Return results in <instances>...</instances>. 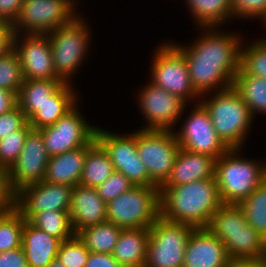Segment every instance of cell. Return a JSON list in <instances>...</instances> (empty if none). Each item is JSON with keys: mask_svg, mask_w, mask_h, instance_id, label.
<instances>
[{"mask_svg": "<svg viewBox=\"0 0 266 267\" xmlns=\"http://www.w3.org/2000/svg\"><path fill=\"white\" fill-rule=\"evenodd\" d=\"M201 30L203 34L190 44L191 47L174 44L184 53L193 88L200 95H209L210 91L233 86L244 43L236 33L228 34L217 27H201Z\"/></svg>", "mask_w": 266, "mask_h": 267, "instance_id": "1", "label": "cell"}, {"mask_svg": "<svg viewBox=\"0 0 266 267\" xmlns=\"http://www.w3.org/2000/svg\"><path fill=\"white\" fill-rule=\"evenodd\" d=\"M160 217L194 228H206L212 214L223 204L215 178L177 186H161Z\"/></svg>", "mask_w": 266, "mask_h": 267, "instance_id": "2", "label": "cell"}, {"mask_svg": "<svg viewBox=\"0 0 266 267\" xmlns=\"http://www.w3.org/2000/svg\"><path fill=\"white\" fill-rule=\"evenodd\" d=\"M206 228L223 242L230 260L266 259V239L247 223L238 204H222Z\"/></svg>", "mask_w": 266, "mask_h": 267, "instance_id": "3", "label": "cell"}, {"mask_svg": "<svg viewBox=\"0 0 266 267\" xmlns=\"http://www.w3.org/2000/svg\"><path fill=\"white\" fill-rule=\"evenodd\" d=\"M212 94L208 99L201 95L198 101L208 111L218 137L229 149H243L254 121L248 106L233 87Z\"/></svg>", "mask_w": 266, "mask_h": 267, "instance_id": "4", "label": "cell"}, {"mask_svg": "<svg viewBox=\"0 0 266 267\" xmlns=\"http://www.w3.org/2000/svg\"><path fill=\"white\" fill-rule=\"evenodd\" d=\"M240 150L228 149L216 159L215 180L223 204H239L264 182L263 162L245 159Z\"/></svg>", "mask_w": 266, "mask_h": 267, "instance_id": "5", "label": "cell"}, {"mask_svg": "<svg viewBox=\"0 0 266 267\" xmlns=\"http://www.w3.org/2000/svg\"><path fill=\"white\" fill-rule=\"evenodd\" d=\"M80 16L48 33L54 71L65 83H71L91 46V30Z\"/></svg>", "mask_w": 266, "mask_h": 267, "instance_id": "6", "label": "cell"}, {"mask_svg": "<svg viewBox=\"0 0 266 267\" xmlns=\"http://www.w3.org/2000/svg\"><path fill=\"white\" fill-rule=\"evenodd\" d=\"M160 217L157 186H133L107 203V221L121 227L149 228Z\"/></svg>", "mask_w": 266, "mask_h": 267, "instance_id": "7", "label": "cell"}, {"mask_svg": "<svg viewBox=\"0 0 266 267\" xmlns=\"http://www.w3.org/2000/svg\"><path fill=\"white\" fill-rule=\"evenodd\" d=\"M159 46L151 61V83L186 102L200 99L201 95L191 83L184 53L173 42Z\"/></svg>", "mask_w": 266, "mask_h": 267, "instance_id": "8", "label": "cell"}, {"mask_svg": "<svg viewBox=\"0 0 266 267\" xmlns=\"http://www.w3.org/2000/svg\"><path fill=\"white\" fill-rule=\"evenodd\" d=\"M193 226L159 217L149 227V244L144 267H182Z\"/></svg>", "mask_w": 266, "mask_h": 267, "instance_id": "9", "label": "cell"}, {"mask_svg": "<svg viewBox=\"0 0 266 267\" xmlns=\"http://www.w3.org/2000/svg\"><path fill=\"white\" fill-rule=\"evenodd\" d=\"M76 8L75 0H24L11 26L14 34H48L70 23Z\"/></svg>", "mask_w": 266, "mask_h": 267, "instance_id": "10", "label": "cell"}, {"mask_svg": "<svg viewBox=\"0 0 266 267\" xmlns=\"http://www.w3.org/2000/svg\"><path fill=\"white\" fill-rule=\"evenodd\" d=\"M136 146L150 180L160 188L170 175L180 145L174 131H136Z\"/></svg>", "mask_w": 266, "mask_h": 267, "instance_id": "11", "label": "cell"}, {"mask_svg": "<svg viewBox=\"0 0 266 267\" xmlns=\"http://www.w3.org/2000/svg\"><path fill=\"white\" fill-rule=\"evenodd\" d=\"M96 141L109 155L115 171L124 174L135 186H156L139 157L136 130L131 134L120 135L97 127Z\"/></svg>", "mask_w": 266, "mask_h": 267, "instance_id": "12", "label": "cell"}, {"mask_svg": "<svg viewBox=\"0 0 266 267\" xmlns=\"http://www.w3.org/2000/svg\"><path fill=\"white\" fill-rule=\"evenodd\" d=\"M78 108L76 104L54 124L38 130L50 157L89 146L96 140L97 126L90 125Z\"/></svg>", "mask_w": 266, "mask_h": 267, "instance_id": "13", "label": "cell"}, {"mask_svg": "<svg viewBox=\"0 0 266 267\" xmlns=\"http://www.w3.org/2000/svg\"><path fill=\"white\" fill-rule=\"evenodd\" d=\"M148 82L147 86L139 90L137 97V104L139 103L147 123L141 129L174 131V125L180 121L187 102L162 87Z\"/></svg>", "mask_w": 266, "mask_h": 267, "instance_id": "14", "label": "cell"}, {"mask_svg": "<svg viewBox=\"0 0 266 267\" xmlns=\"http://www.w3.org/2000/svg\"><path fill=\"white\" fill-rule=\"evenodd\" d=\"M178 132L174 131L181 148L218 159L229 148L218 137L208 111L198 101Z\"/></svg>", "mask_w": 266, "mask_h": 267, "instance_id": "15", "label": "cell"}, {"mask_svg": "<svg viewBox=\"0 0 266 267\" xmlns=\"http://www.w3.org/2000/svg\"><path fill=\"white\" fill-rule=\"evenodd\" d=\"M49 158L42 134L32 129L17 160L8 169L9 183L13 192L16 194L26 186L43 181Z\"/></svg>", "mask_w": 266, "mask_h": 267, "instance_id": "16", "label": "cell"}, {"mask_svg": "<svg viewBox=\"0 0 266 267\" xmlns=\"http://www.w3.org/2000/svg\"><path fill=\"white\" fill-rule=\"evenodd\" d=\"M73 187L41 181L16 193L15 208L25 220L45 210L69 212Z\"/></svg>", "mask_w": 266, "mask_h": 267, "instance_id": "17", "label": "cell"}, {"mask_svg": "<svg viewBox=\"0 0 266 267\" xmlns=\"http://www.w3.org/2000/svg\"><path fill=\"white\" fill-rule=\"evenodd\" d=\"M14 49L20 58L24 80H61L54 71L48 34H23L22 38L15 34Z\"/></svg>", "mask_w": 266, "mask_h": 267, "instance_id": "18", "label": "cell"}, {"mask_svg": "<svg viewBox=\"0 0 266 267\" xmlns=\"http://www.w3.org/2000/svg\"><path fill=\"white\" fill-rule=\"evenodd\" d=\"M225 245L207 228H194L189 235L182 267H227Z\"/></svg>", "mask_w": 266, "mask_h": 267, "instance_id": "19", "label": "cell"}, {"mask_svg": "<svg viewBox=\"0 0 266 267\" xmlns=\"http://www.w3.org/2000/svg\"><path fill=\"white\" fill-rule=\"evenodd\" d=\"M69 212L75 233L85 227L107 221V203L95 188L80 184L73 187Z\"/></svg>", "mask_w": 266, "mask_h": 267, "instance_id": "20", "label": "cell"}, {"mask_svg": "<svg viewBox=\"0 0 266 267\" xmlns=\"http://www.w3.org/2000/svg\"><path fill=\"white\" fill-rule=\"evenodd\" d=\"M216 158L189 152L180 147L170 175L162 186H177L208 178H215Z\"/></svg>", "mask_w": 266, "mask_h": 267, "instance_id": "21", "label": "cell"}, {"mask_svg": "<svg viewBox=\"0 0 266 267\" xmlns=\"http://www.w3.org/2000/svg\"><path fill=\"white\" fill-rule=\"evenodd\" d=\"M62 240L49 235L24 219L21 248L28 267H47L59 252Z\"/></svg>", "mask_w": 266, "mask_h": 267, "instance_id": "22", "label": "cell"}, {"mask_svg": "<svg viewBox=\"0 0 266 267\" xmlns=\"http://www.w3.org/2000/svg\"><path fill=\"white\" fill-rule=\"evenodd\" d=\"M86 158V146L51 156L46 167L44 181L66 184L74 187L79 184Z\"/></svg>", "mask_w": 266, "mask_h": 267, "instance_id": "23", "label": "cell"}, {"mask_svg": "<svg viewBox=\"0 0 266 267\" xmlns=\"http://www.w3.org/2000/svg\"><path fill=\"white\" fill-rule=\"evenodd\" d=\"M149 244V228L122 229L112 256L122 267H144Z\"/></svg>", "mask_w": 266, "mask_h": 267, "instance_id": "24", "label": "cell"}, {"mask_svg": "<svg viewBox=\"0 0 266 267\" xmlns=\"http://www.w3.org/2000/svg\"><path fill=\"white\" fill-rule=\"evenodd\" d=\"M77 97L71 83H65L28 119L29 125L33 130H39L54 124L78 104Z\"/></svg>", "mask_w": 266, "mask_h": 267, "instance_id": "25", "label": "cell"}, {"mask_svg": "<svg viewBox=\"0 0 266 267\" xmlns=\"http://www.w3.org/2000/svg\"><path fill=\"white\" fill-rule=\"evenodd\" d=\"M64 84L62 80H24L17 94V106L29 119Z\"/></svg>", "mask_w": 266, "mask_h": 267, "instance_id": "26", "label": "cell"}, {"mask_svg": "<svg viewBox=\"0 0 266 267\" xmlns=\"http://www.w3.org/2000/svg\"><path fill=\"white\" fill-rule=\"evenodd\" d=\"M115 171L109 155L95 140L86 146V158L79 184L96 188Z\"/></svg>", "mask_w": 266, "mask_h": 267, "instance_id": "27", "label": "cell"}, {"mask_svg": "<svg viewBox=\"0 0 266 267\" xmlns=\"http://www.w3.org/2000/svg\"><path fill=\"white\" fill-rule=\"evenodd\" d=\"M196 26L218 27L234 19L231 0H186ZM225 22V23H224ZM223 23V24H222Z\"/></svg>", "mask_w": 266, "mask_h": 267, "instance_id": "28", "label": "cell"}, {"mask_svg": "<svg viewBox=\"0 0 266 267\" xmlns=\"http://www.w3.org/2000/svg\"><path fill=\"white\" fill-rule=\"evenodd\" d=\"M248 106L251 115L266 114V79L248 75L241 68L234 77L232 86Z\"/></svg>", "mask_w": 266, "mask_h": 267, "instance_id": "29", "label": "cell"}, {"mask_svg": "<svg viewBox=\"0 0 266 267\" xmlns=\"http://www.w3.org/2000/svg\"><path fill=\"white\" fill-rule=\"evenodd\" d=\"M122 228L108 221L85 227L76 235L90 252L112 254Z\"/></svg>", "mask_w": 266, "mask_h": 267, "instance_id": "30", "label": "cell"}, {"mask_svg": "<svg viewBox=\"0 0 266 267\" xmlns=\"http://www.w3.org/2000/svg\"><path fill=\"white\" fill-rule=\"evenodd\" d=\"M29 222L62 241L71 239L76 235L72 228L70 212L47 209L35 214Z\"/></svg>", "mask_w": 266, "mask_h": 267, "instance_id": "31", "label": "cell"}, {"mask_svg": "<svg viewBox=\"0 0 266 267\" xmlns=\"http://www.w3.org/2000/svg\"><path fill=\"white\" fill-rule=\"evenodd\" d=\"M238 205L242 208L247 223L266 239V183L263 182Z\"/></svg>", "mask_w": 266, "mask_h": 267, "instance_id": "32", "label": "cell"}, {"mask_svg": "<svg viewBox=\"0 0 266 267\" xmlns=\"http://www.w3.org/2000/svg\"><path fill=\"white\" fill-rule=\"evenodd\" d=\"M24 218L13 208L0 214V250L1 252L13 248H21Z\"/></svg>", "mask_w": 266, "mask_h": 267, "instance_id": "33", "label": "cell"}, {"mask_svg": "<svg viewBox=\"0 0 266 267\" xmlns=\"http://www.w3.org/2000/svg\"><path fill=\"white\" fill-rule=\"evenodd\" d=\"M240 68L248 75L266 79V37L241 46Z\"/></svg>", "mask_w": 266, "mask_h": 267, "instance_id": "34", "label": "cell"}, {"mask_svg": "<svg viewBox=\"0 0 266 267\" xmlns=\"http://www.w3.org/2000/svg\"><path fill=\"white\" fill-rule=\"evenodd\" d=\"M24 81L20 58L13 48L7 54L0 56V88L18 94Z\"/></svg>", "mask_w": 266, "mask_h": 267, "instance_id": "35", "label": "cell"}, {"mask_svg": "<svg viewBox=\"0 0 266 267\" xmlns=\"http://www.w3.org/2000/svg\"><path fill=\"white\" fill-rule=\"evenodd\" d=\"M32 127L27 123L23 128L10 133L0 140V166L9 169L21 153L25 139Z\"/></svg>", "mask_w": 266, "mask_h": 267, "instance_id": "36", "label": "cell"}, {"mask_svg": "<svg viewBox=\"0 0 266 267\" xmlns=\"http://www.w3.org/2000/svg\"><path fill=\"white\" fill-rule=\"evenodd\" d=\"M90 251L77 235L62 241L57 254V259L65 267H85Z\"/></svg>", "mask_w": 266, "mask_h": 267, "instance_id": "37", "label": "cell"}, {"mask_svg": "<svg viewBox=\"0 0 266 267\" xmlns=\"http://www.w3.org/2000/svg\"><path fill=\"white\" fill-rule=\"evenodd\" d=\"M133 186L135 185L124 174L114 171L108 179L95 189L103 201L108 203L130 190Z\"/></svg>", "mask_w": 266, "mask_h": 267, "instance_id": "38", "label": "cell"}, {"mask_svg": "<svg viewBox=\"0 0 266 267\" xmlns=\"http://www.w3.org/2000/svg\"><path fill=\"white\" fill-rule=\"evenodd\" d=\"M234 19L266 17V0H231Z\"/></svg>", "mask_w": 266, "mask_h": 267, "instance_id": "39", "label": "cell"}, {"mask_svg": "<svg viewBox=\"0 0 266 267\" xmlns=\"http://www.w3.org/2000/svg\"><path fill=\"white\" fill-rule=\"evenodd\" d=\"M27 123V117L18 106L0 115V140L10 133L23 128Z\"/></svg>", "mask_w": 266, "mask_h": 267, "instance_id": "40", "label": "cell"}, {"mask_svg": "<svg viewBox=\"0 0 266 267\" xmlns=\"http://www.w3.org/2000/svg\"><path fill=\"white\" fill-rule=\"evenodd\" d=\"M15 196L10 187L8 169L0 166V214L15 208Z\"/></svg>", "mask_w": 266, "mask_h": 267, "instance_id": "41", "label": "cell"}, {"mask_svg": "<svg viewBox=\"0 0 266 267\" xmlns=\"http://www.w3.org/2000/svg\"><path fill=\"white\" fill-rule=\"evenodd\" d=\"M0 267H28L22 248H13L1 252Z\"/></svg>", "mask_w": 266, "mask_h": 267, "instance_id": "42", "label": "cell"}, {"mask_svg": "<svg viewBox=\"0 0 266 267\" xmlns=\"http://www.w3.org/2000/svg\"><path fill=\"white\" fill-rule=\"evenodd\" d=\"M23 2L24 0H0V17L12 25L18 17Z\"/></svg>", "mask_w": 266, "mask_h": 267, "instance_id": "43", "label": "cell"}, {"mask_svg": "<svg viewBox=\"0 0 266 267\" xmlns=\"http://www.w3.org/2000/svg\"><path fill=\"white\" fill-rule=\"evenodd\" d=\"M85 267H122V265L112 254L90 252Z\"/></svg>", "mask_w": 266, "mask_h": 267, "instance_id": "44", "label": "cell"}, {"mask_svg": "<svg viewBox=\"0 0 266 267\" xmlns=\"http://www.w3.org/2000/svg\"><path fill=\"white\" fill-rule=\"evenodd\" d=\"M14 35L10 24H7L0 31V56L7 54L14 48Z\"/></svg>", "mask_w": 266, "mask_h": 267, "instance_id": "45", "label": "cell"}, {"mask_svg": "<svg viewBox=\"0 0 266 267\" xmlns=\"http://www.w3.org/2000/svg\"><path fill=\"white\" fill-rule=\"evenodd\" d=\"M17 106V95L0 88V115L5 114Z\"/></svg>", "mask_w": 266, "mask_h": 267, "instance_id": "46", "label": "cell"}, {"mask_svg": "<svg viewBox=\"0 0 266 267\" xmlns=\"http://www.w3.org/2000/svg\"><path fill=\"white\" fill-rule=\"evenodd\" d=\"M227 267H266L265 260H230Z\"/></svg>", "mask_w": 266, "mask_h": 267, "instance_id": "47", "label": "cell"}, {"mask_svg": "<svg viewBox=\"0 0 266 267\" xmlns=\"http://www.w3.org/2000/svg\"><path fill=\"white\" fill-rule=\"evenodd\" d=\"M47 267H65L59 259L55 258Z\"/></svg>", "mask_w": 266, "mask_h": 267, "instance_id": "48", "label": "cell"}, {"mask_svg": "<svg viewBox=\"0 0 266 267\" xmlns=\"http://www.w3.org/2000/svg\"><path fill=\"white\" fill-rule=\"evenodd\" d=\"M8 23H6L1 17H0V31L7 25Z\"/></svg>", "mask_w": 266, "mask_h": 267, "instance_id": "49", "label": "cell"}, {"mask_svg": "<svg viewBox=\"0 0 266 267\" xmlns=\"http://www.w3.org/2000/svg\"><path fill=\"white\" fill-rule=\"evenodd\" d=\"M264 183H266V162L263 163Z\"/></svg>", "mask_w": 266, "mask_h": 267, "instance_id": "50", "label": "cell"}, {"mask_svg": "<svg viewBox=\"0 0 266 267\" xmlns=\"http://www.w3.org/2000/svg\"><path fill=\"white\" fill-rule=\"evenodd\" d=\"M262 22H264L263 24H265L264 26H266V17L262 20Z\"/></svg>", "mask_w": 266, "mask_h": 267, "instance_id": "51", "label": "cell"}]
</instances>
